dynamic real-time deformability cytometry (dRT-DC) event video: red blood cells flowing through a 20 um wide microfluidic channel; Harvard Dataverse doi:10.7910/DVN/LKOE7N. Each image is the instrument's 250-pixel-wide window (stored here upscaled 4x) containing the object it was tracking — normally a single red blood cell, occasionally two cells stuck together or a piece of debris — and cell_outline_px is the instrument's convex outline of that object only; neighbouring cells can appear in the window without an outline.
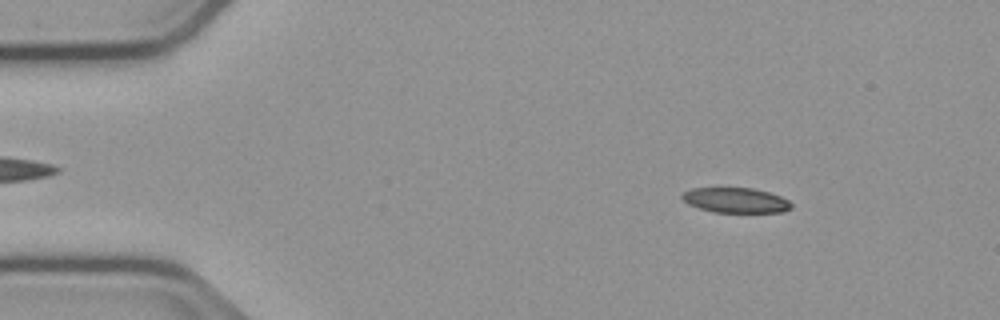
{"species": "common noctule bat (a hibernating species)", "species_latin": "Nyctalus noctula", "temperature_condition": "cold", "stored_images_in_passage": 54, "camera_frame_rate_fps": 3000, "um_per_image_px": 0.085, "animal": {"sex": "male", "body_mass_g": 23.1, "forearm_length_mm": 52.7}, "frame": {"image": 1, "passage_image": 7, "time_ms": 2.0, "image_size_px": [1000, 320], "cell_outline_px": [[792, 208], [784, 212], [712, 212], [688, 204], [680, 196], [684, 192], [692, 188], [752, 188], [768, 192], [780, 196], [788, 200], [792, 204]], "centroid_in_image_um": [62.54, 17.02], "position_along_channel_um": 22.5, "area_um2": 15.9}}
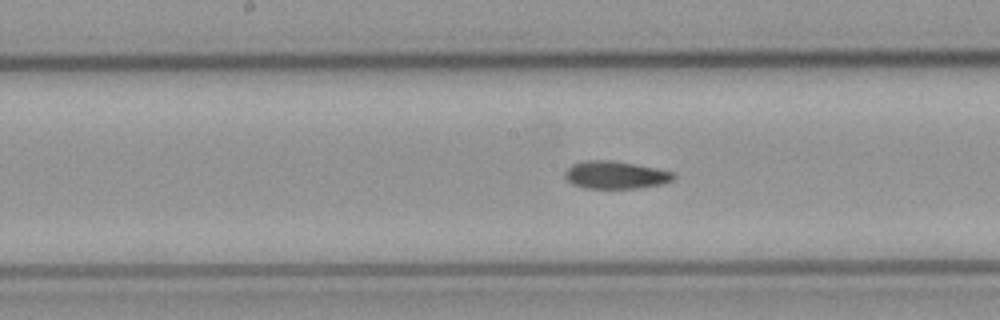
{"frame": {"image": 2, "passage_image": 27, "time_ms": 8.667, "image_size_px": [1000, 320], "cell_outline_px": [[676, 176], [672, 180], [664, 184], [636, 188], [584, 188], [572, 184], [564, 176], [564, 172], [572, 164], [584, 160], [612, 160], [636, 164], [656, 168], [672, 172]], "centroid_in_image_um": [52.3, 14.86], "position_along_channel_um": 195.9, "area_um2": 17.57}}
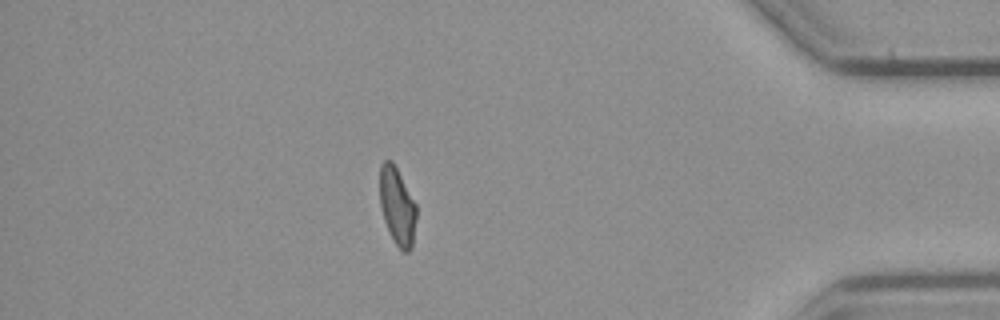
{"frame": {"image": 3, "passage_image": 47, "time_ms": 15.333, "image_size_px": [1000, 320], "cell_outline_px": [[416, 220], [412, 248], [408, 252], [404, 252], [396, 244], [384, 220], [380, 208], [380, 164], [384, 160], [392, 160], [416, 204]], "centroid_in_image_um": [33.76, 17.52], "position_along_channel_um": 401.4, "area_um2": 16.42}, "authors_computed_cell_mechanics": {"area_um2": 17.1666, "velocity_mm_per_s": 3.7429, "shape_relaxation_time_tau1_ms": null, "shape_relaxation_time_tau2_ms": 6.2935, "deformation_change_tau1": null, "deformation_change_tau2": 0.1372}}